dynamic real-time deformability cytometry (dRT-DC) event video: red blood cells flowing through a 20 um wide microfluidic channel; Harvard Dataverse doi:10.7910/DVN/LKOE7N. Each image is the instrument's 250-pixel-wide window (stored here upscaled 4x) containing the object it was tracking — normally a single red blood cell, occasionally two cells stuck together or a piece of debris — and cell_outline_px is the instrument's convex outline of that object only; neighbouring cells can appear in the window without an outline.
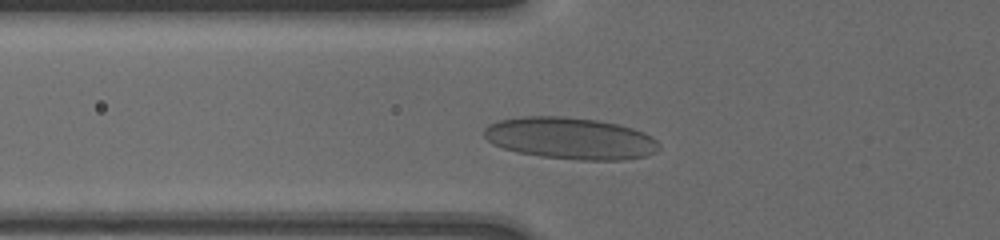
{"species": "human", "species_latin": "Homo sapiens", "temperature_condition": "cold", "stored_images_in_passage": 33, "camera_frame_rate_fps": 3000, "um_per_image_px": 0.085, "donor": {"sex": "male"}, "frame": {"image": 1, "passage_image": 5, "time_ms": 2.333, "image_size_px": [1000, 240], "cell_outline_px": [[660, 148], [656, 152], [648, 156], [624, 160], [576, 160], [540, 156], [516, 152], [492, 144], [484, 136], [484, 128], [488, 124], [500, 120], [524, 116], [560, 116], [596, 120], [616, 124], [632, 128], [644, 132], [652, 136], [660, 144]], "centroid_in_image_um": [48.49, 11.77], "position_along_channel_um": 77.3, "area_um2": 42.83}}
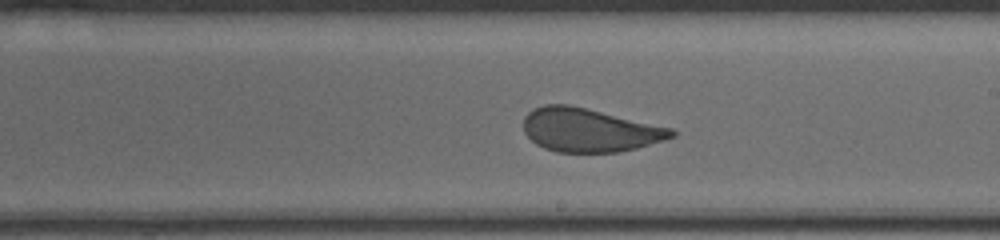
{"frame": {"image": 2, "passage_image": 18, "time_ms": 6.667, "image_size_px": [1000, 240], "cell_outline_px": [[676, 136], [664, 140], [636, 148], [620, 152], [556, 152], [544, 148], [536, 144], [524, 132], [524, 116], [532, 108], [544, 104], [568, 104], [672, 128], [676, 132]], "centroid_in_image_um": [50.07, 11.05], "position_along_channel_um": 238.9, "area_um2": 37.51}}
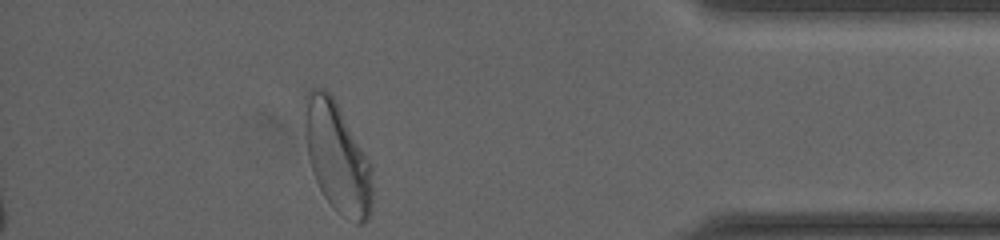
{"frame": {"image": 3, "passage_image": 33, "time_ms": 12.0, "image_size_px": [1000, 240], "cell_outline_px": [[372, 208], [368, 220], [364, 224], [356, 224], [336, 212], [324, 196], [312, 172], [308, 156], [304, 136], [304, 96], [312, 88], [324, 88], [332, 96], [368, 156], [372, 164]], "centroid_in_image_um": [28.67, 13.4], "position_along_channel_um": 406.5, "area_um2": 43.99}, "authors_computed_cell_mechanics": {"area_um2": 38.8994, "velocity_mm_per_s": 3.732, "shape_relaxation_time_tau1_ms": 5.8792, "shape_relaxation_time_tau2_ms": null, "deformation_change_tau1": 0.1422, "deformation_change_tau2": null}}